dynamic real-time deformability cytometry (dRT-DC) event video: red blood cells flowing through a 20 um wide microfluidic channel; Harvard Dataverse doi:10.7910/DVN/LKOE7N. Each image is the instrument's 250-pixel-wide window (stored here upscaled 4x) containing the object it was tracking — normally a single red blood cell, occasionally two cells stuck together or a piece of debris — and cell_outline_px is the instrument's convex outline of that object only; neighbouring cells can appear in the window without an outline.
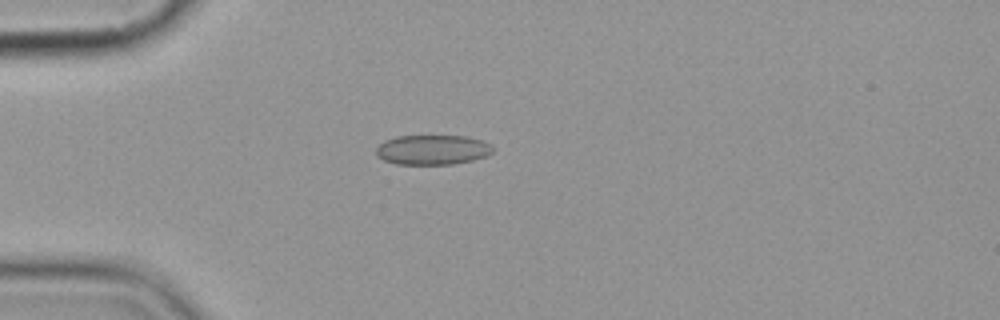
{"species": "common noctule bat (a hibernating species)", "species_latin": "Nyctalus noctula", "temperature_condition": "cold", "stored_images_in_passage": 3, "camera_frame_rate_fps": 3000, "um_per_image_px": 0.085, "animal": {"sex": "female", "body_mass_g": 19.9}, "frame": {"image": 1, "passage_image": 1, "time_ms": 0.0, "image_size_px": [1000, 320], "cell_outline_px": [[492, 152], [484, 156], [472, 160], [452, 164], [396, 164], [384, 160], [376, 156], [376, 148], [384, 140], [396, 136], [464, 136], [484, 140], [492, 144]], "centroid_in_image_um": [36.74, 12.72], "position_along_channel_um": 48.3, "area_um2": 20.29}}
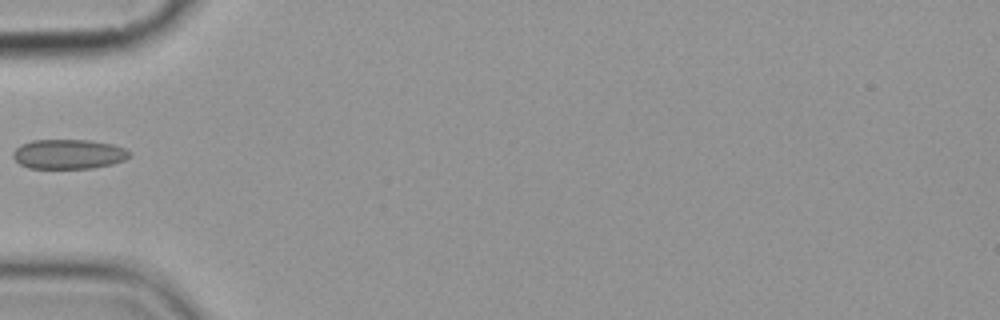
{"frame": {"image": 2, "passage_image": 2, "time_ms": 1.333, "image_size_px": [1000, 320], "cell_outline_px": [[132, 156], [124, 160], [112, 164], [92, 168], [28, 168], [20, 164], [12, 156], [12, 152], [20, 144], [32, 140], [92, 140], [112, 144], [124, 148]], "centroid_in_image_um": [5.81, 13.09], "position_along_channel_um": 79.2, "area_um2": 20.17}}
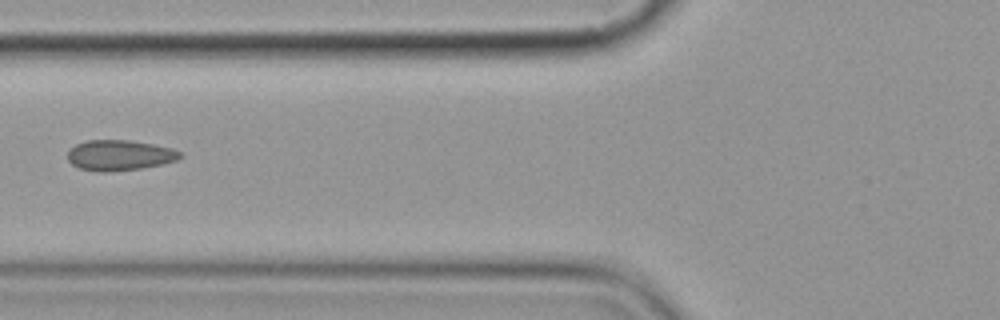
{"frame": {"image": 3, "passage_image": 3, "time_ms": 2.333, "image_size_px": [1000, 320], "cell_outline_px": [[184, 156], [176, 160], [164, 164], [140, 168], [108, 172], [96, 172], [80, 168], [72, 164], [68, 160], [68, 152], [76, 144], [88, 140], [128, 140], [152, 144], [172, 148], [180, 152]], "centroid_in_image_um": [10.17, 13.2], "position_along_channel_um": 115.6, "area_um2": 19.94}}